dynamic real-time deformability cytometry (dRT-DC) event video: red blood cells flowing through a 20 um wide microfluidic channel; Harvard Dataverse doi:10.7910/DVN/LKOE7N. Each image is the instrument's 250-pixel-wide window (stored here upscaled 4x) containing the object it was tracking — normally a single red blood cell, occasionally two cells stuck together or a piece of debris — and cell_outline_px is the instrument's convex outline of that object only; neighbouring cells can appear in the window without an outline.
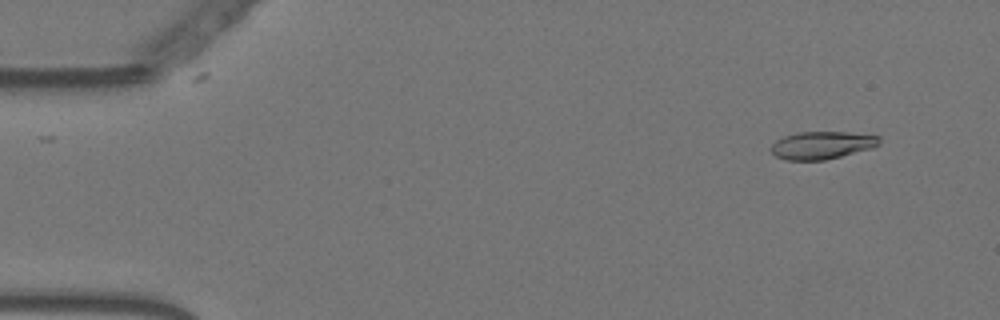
{"species": "Egyptian fruit bat (a non-hibernating species)", "species_latin": "Rousettus aegyptiacus", "temperature_condition": "warm", "stored_images_in_passage": 56, "camera_frame_rate_fps": 3000, "um_per_image_px": 0.085, "animal": {"sex": "female"}, "frame": {"image": 1, "passage_image": 4, "time_ms": 1.0, "image_size_px": [1000, 320], "cell_outline_px": [[880, 144], [872, 148], [824, 160], [788, 160], [776, 156], [768, 148], [776, 140], [784, 136], [796, 132], [848, 132], [880, 136]], "centroid_in_image_um": [69.85, 12.33], "position_along_channel_um": 15.2, "area_um2": 17.46}}
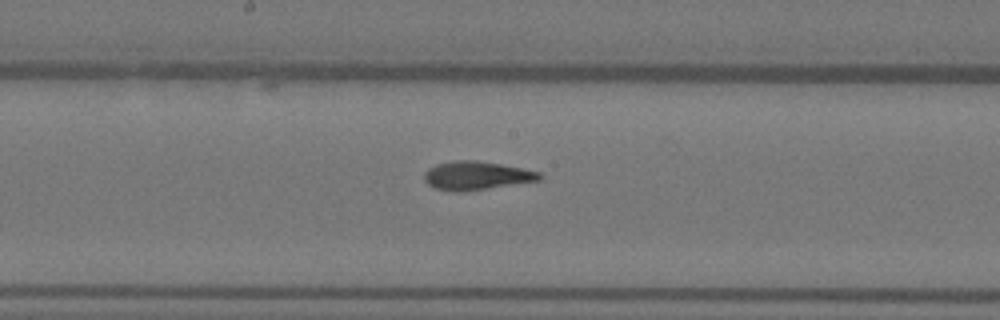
{"frame": {"image": 2, "passage_image": 29, "time_ms": 9.333, "image_size_px": [1000, 320], "cell_outline_px": [[544, 176], [540, 180], [484, 188], [436, 188], [428, 184], [424, 180], [424, 172], [428, 168], [436, 164], [456, 160], [476, 160], [500, 164], [540, 172]], "centroid_in_image_um": [40.52, 14.86], "position_along_channel_um": 207.7, "area_um2": 18.09}}
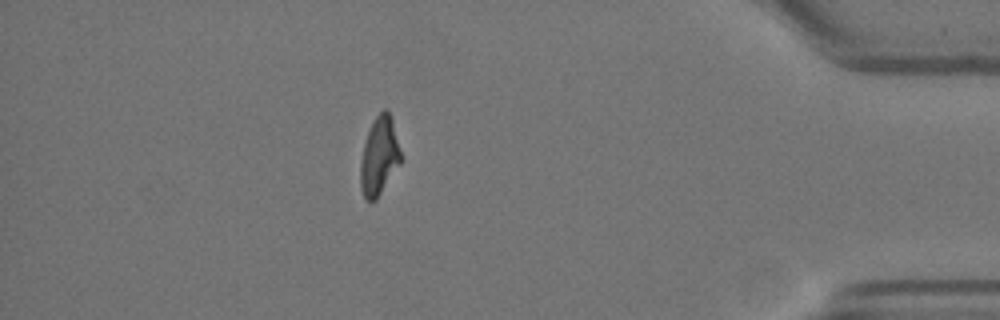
{"frame": {"image": 3, "passage_image": 49, "time_ms": 16.0, "image_size_px": [1000, 320], "cell_outline_px": [[404, 160], [376, 200], [364, 200], [360, 188], [360, 164], [364, 144], [368, 132], [376, 116], [384, 108], [388, 112], [392, 120]], "centroid_in_image_um": [32.26, 13.33], "position_along_channel_um": 402.9, "area_um2": 18.61}, "authors_computed_cell_mechanics": {"area_um2": 18.4382, "velocity_mm_per_s": 3.5888, "shape_relaxation_time_tau1_ms": null, "shape_relaxation_time_tau2_ms": 2.2276, "deformation_change_tau1": null, "deformation_change_tau2": 0.0845}}